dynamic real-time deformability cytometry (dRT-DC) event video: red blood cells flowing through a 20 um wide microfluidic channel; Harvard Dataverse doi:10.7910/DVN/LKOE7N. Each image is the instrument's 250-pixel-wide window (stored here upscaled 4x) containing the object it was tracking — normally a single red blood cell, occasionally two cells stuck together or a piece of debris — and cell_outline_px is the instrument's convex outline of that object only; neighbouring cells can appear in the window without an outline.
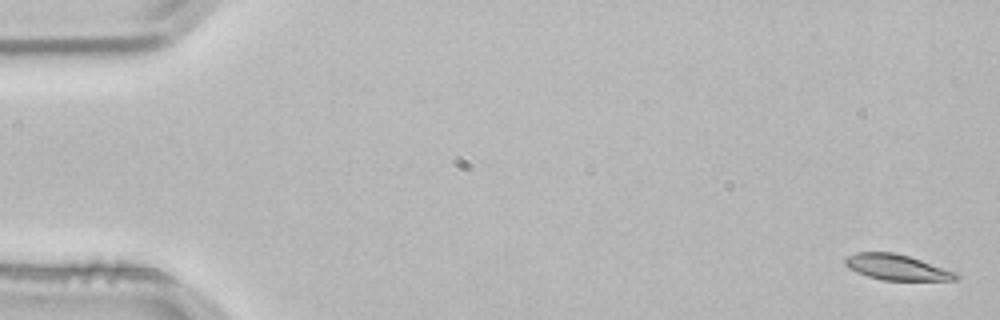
{"species": "common noctule bat (a hibernating species)", "species_latin": "Nyctalus noctula", "temperature_condition": "room temperature", "stored_images_in_passage": 3, "camera_frame_rate_fps": 3000, "um_per_image_px": 0.085, "animal": {"sex": "male", "body_mass_g": 21.5, "forearm_length_mm": 52.0}, "frame": {"image": 1, "passage_image": 1, "time_ms": 0.0, "image_size_px": [1000, 320], "cell_outline_px": [[960, 276], [956, 280], [880, 280], [856, 272], [848, 268], [844, 264], [844, 260], [848, 256], [856, 252], [896, 252], [956, 272]], "centroid_in_image_um": [76.19, 22.72], "position_along_channel_um": 8.8, "area_um2": 16.47}}
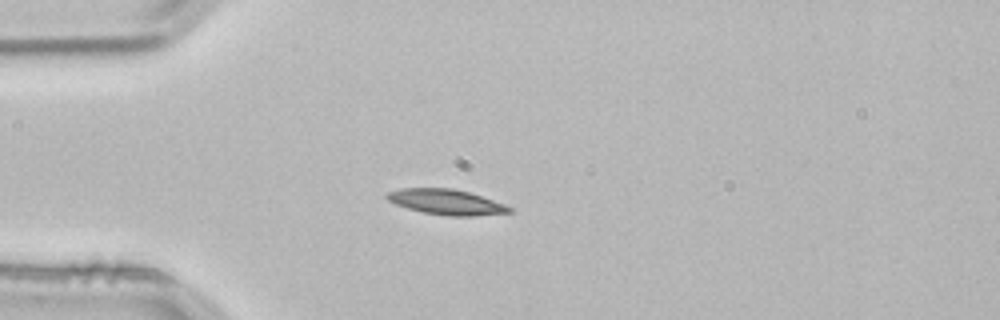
{"frame": {"image": 2, "passage_image": 3, "time_ms": 0.667, "image_size_px": [1000, 320], "cell_outline_px": [[512, 212], [472, 216], [448, 216], [424, 212], [408, 208], [396, 204], [388, 200], [384, 196], [388, 192], [404, 188], [452, 188], [468, 192], [504, 204], [512, 208]], "centroid_in_image_um": [37.92, 17.17], "position_along_channel_um": 47.1, "area_um2": 17.8}}